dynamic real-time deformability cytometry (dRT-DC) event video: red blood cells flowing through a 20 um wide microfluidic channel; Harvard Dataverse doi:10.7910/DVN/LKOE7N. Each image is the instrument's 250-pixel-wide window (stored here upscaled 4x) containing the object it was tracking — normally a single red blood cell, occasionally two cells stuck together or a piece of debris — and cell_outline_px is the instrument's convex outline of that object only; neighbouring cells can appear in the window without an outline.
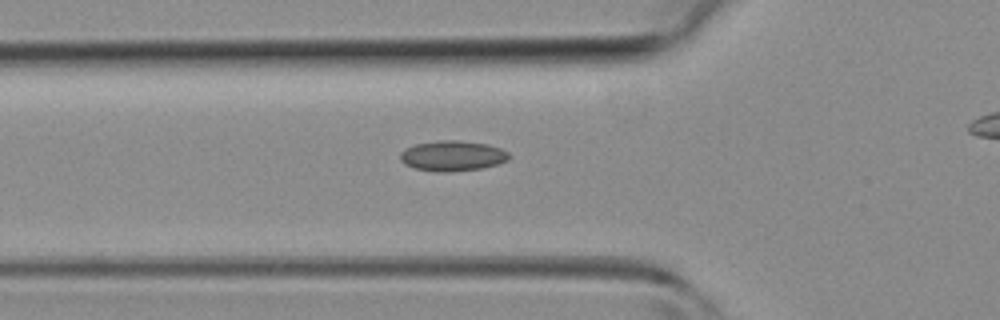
{"species": "common noctule bat (a hibernating species)", "species_latin": "Nyctalus noctula", "temperature_condition": "room temperature", "stored_images_in_passage": 27, "camera_frame_rate_fps": 3000, "um_per_image_px": 0.085, "animal": {"sex": "female", "body_mass_g": 19.3, "forearm_length_mm": 54.1}, "frame": {"image": 1, "passage_image": 5, "time_ms": 1.333, "image_size_px": [1000, 320], "cell_outline_px": [[512, 156], [508, 160], [500, 164], [484, 168], [444, 172], [436, 172], [416, 168], [404, 164], [400, 160], [400, 152], [404, 148], [416, 144], [440, 140], [456, 140], [488, 144], [500, 148], [508, 152]], "centroid_in_image_um": [38.48, 13.25], "position_along_channel_um": 87.3, "area_um2": 19.42}}
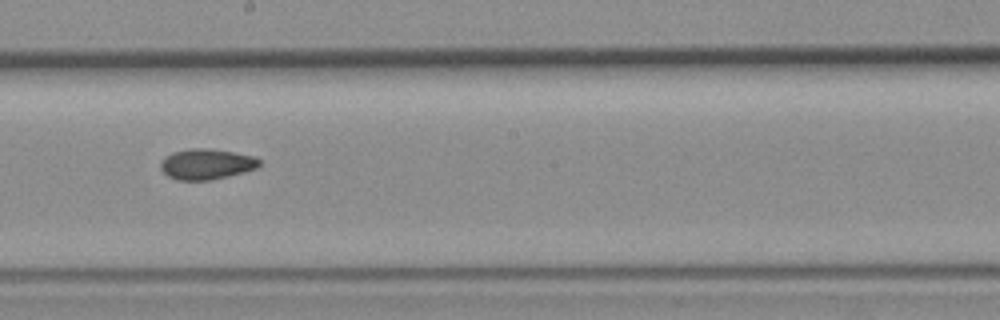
{"frame": {"image": 2, "passage_image": 14, "time_ms": 4.333, "image_size_px": [1000, 320], "cell_outline_px": [[260, 164], [256, 168], [244, 172], [212, 180], [176, 180], [168, 176], [160, 168], [160, 164], [164, 156], [172, 152], [192, 148], [204, 148], [232, 152], [256, 156], [260, 160]], "centroid_in_image_um": [17.54, 13.95], "position_along_channel_um": 230.7, "area_um2": 17.63}}
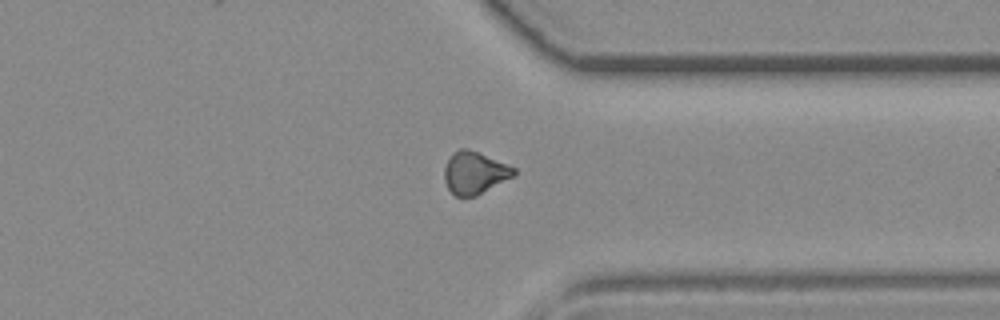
{"frame": {"image": 3, "passage_image": 23, "time_ms": 7.333, "image_size_px": [1000, 320], "cell_outline_px": [[516, 172], [512, 176], [476, 196], [456, 196], [448, 188], [444, 180], [444, 168], [448, 160], [460, 148], [468, 148], [516, 168]], "centroid_in_image_um": [40.32, 14.69], "position_along_channel_um": 371.1, "area_um2": 16.7}}